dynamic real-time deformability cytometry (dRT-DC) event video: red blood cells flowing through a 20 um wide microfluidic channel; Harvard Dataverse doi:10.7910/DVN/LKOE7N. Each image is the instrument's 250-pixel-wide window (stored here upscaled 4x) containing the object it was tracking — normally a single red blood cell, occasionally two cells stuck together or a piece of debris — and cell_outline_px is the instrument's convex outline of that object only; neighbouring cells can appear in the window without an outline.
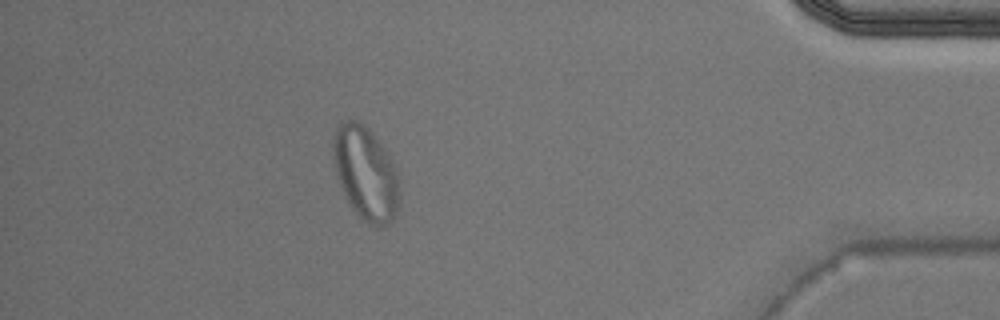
{"species": "Egyptian fruit bat (a non-hibernating species)", "species_latin": "Rousettus aegyptiacus", "temperature_condition": "warm", "stored_images_in_passage": 34, "camera_frame_rate_fps": 3000, "um_per_image_px": 0.085, "animal": {"sex": "male"}, "frame": {"image": 1, "passage_image": 29, "time_ms": 9.333, "image_size_px": [1000, 320], "cell_outline_px": [[400, 204], [396, 212], [388, 224], [368, 224], [352, 208], [336, 176], [332, 156], [332, 136], [336, 124], [344, 120], [356, 120], [364, 124], [372, 132], [384, 148], [396, 168], [400, 188]], "centroid_in_image_um": [31.06, 14.66], "position_along_channel_um": 404.1, "area_um2": 36.3}}